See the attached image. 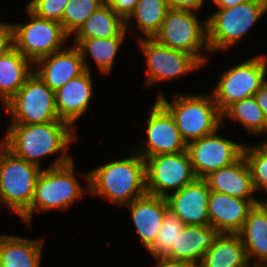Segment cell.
Wrapping results in <instances>:
<instances>
[{
    "label": "cell",
    "mask_w": 267,
    "mask_h": 267,
    "mask_svg": "<svg viewBox=\"0 0 267 267\" xmlns=\"http://www.w3.org/2000/svg\"><path fill=\"white\" fill-rule=\"evenodd\" d=\"M76 129L65 121L37 124H10L1 144L15 156L41 168L40 160L60 153L49 168L67 164L73 160L68 147L75 141ZM75 138V139H74Z\"/></svg>",
    "instance_id": "1"
},
{
    "label": "cell",
    "mask_w": 267,
    "mask_h": 267,
    "mask_svg": "<svg viewBox=\"0 0 267 267\" xmlns=\"http://www.w3.org/2000/svg\"><path fill=\"white\" fill-rule=\"evenodd\" d=\"M131 150L130 157L102 164L83 174L88 191L120 206L144 196L147 193L146 162Z\"/></svg>",
    "instance_id": "2"
},
{
    "label": "cell",
    "mask_w": 267,
    "mask_h": 267,
    "mask_svg": "<svg viewBox=\"0 0 267 267\" xmlns=\"http://www.w3.org/2000/svg\"><path fill=\"white\" fill-rule=\"evenodd\" d=\"M157 100L170 112L183 138L189 142L200 139L220 129L222 113L218 109L212 94L185 95L174 94L172 101H168L162 92Z\"/></svg>",
    "instance_id": "3"
},
{
    "label": "cell",
    "mask_w": 267,
    "mask_h": 267,
    "mask_svg": "<svg viewBox=\"0 0 267 267\" xmlns=\"http://www.w3.org/2000/svg\"><path fill=\"white\" fill-rule=\"evenodd\" d=\"M265 13L267 0H246L234 7L218 9L212 13L206 20L210 53L234 47Z\"/></svg>",
    "instance_id": "4"
},
{
    "label": "cell",
    "mask_w": 267,
    "mask_h": 267,
    "mask_svg": "<svg viewBox=\"0 0 267 267\" xmlns=\"http://www.w3.org/2000/svg\"><path fill=\"white\" fill-rule=\"evenodd\" d=\"M74 164L72 160L58 167L42 169L36 181L30 212L22 218L25 224L30 226L34 211H64L83 197L85 192H89V189H84L77 180Z\"/></svg>",
    "instance_id": "5"
},
{
    "label": "cell",
    "mask_w": 267,
    "mask_h": 267,
    "mask_svg": "<svg viewBox=\"0 0 267 267\" xmlns=\"http://www.w3.org/2000/svg\"><path fill=\"white\" fill-rule=\"evenodd\" d=\"M42 169L0 143V198L2 205L21 219L30 212L36 181Z\"/></svg>",
    "instance_id": "6"
},
{
    "label": "cell",
    "mask_w": 267,
    "mask_h": 267,
    "mask_svg": "<svg viewBox=\"0 0 267 267\" xmlns=\"http://www.w3.org/2000/svg\"><path fill=\"white\" fill-rule=\"evenodd\" d=\"M196 13L189 10L169 9L160 30L153 38L159 44L194 56L205 66L208 58L200 51L210 53L207 43V21L202 24Z\"/></svg>",
    "instance_id": "7"
},
{
    "label": "cell",
    "mask_w": 267,
    "mask_h": 267,
    "mask_svg": "<svg viewBox=\"0 0 267 267\" xmlns=\"http://www.w3.org/2000/svg\"><path fill=\"white\" fill-rule=\"evenodd\" d=\"M30 21L11 23L12 45L33 64L40 58L62 50L69 39L63 26L36 16L26 6Z\"/></svg>",
    "instance_id": "8"
},
{
    "label": "cell",
    "mask_w": 267,
    "mask_h": 267,
    "mask_svg": "<svg viewBox=\"0 0 267 267\" xmlns=\"http://www.w3.org/2000/svg\"><path fill=\"white\" fill-rule=\"evenodd\" d=\"M10 124H37L59 120L55 92L33 72L19 91L4 105Z\"/></svg>",
    "instance_id": "9"
},
{
    "label": "cell",
    "mask_w": 267,
    "mask_h": 267,
    "mask_svg": "<svg viewBox=\"0 0 267 267\" xmlns=\"http://www.w3.org/2000/svg\"><path fill=\"white\" fill-rule=\"evenodd\" d=\"M266 77L267 55L264 54L224 71L211 93L220 112L223 113L234 102L253 97Z\"/></svg>",
    "instance_id": "10"
},
{
    "label": "cell",
    "mask_w": 267,
    "mask_h": 267,
    "mask_svg": "<svg viewBox=\"0 0 267 267\" xmlns=\"http://www.w3.org/2000/svg\"><path fill=\"white\" fill-rule=\"evenodd\" d=\"M147 194L166 198L197 177L187 150L175 154H160L145 159Z\"/></svg>",
    "instance_id": "11"
},
{
    "label": "cell",
    "mask_w": 267,
    "mask_h": 267,
    "mask_svg": "<svg viewBox=\"0 0 267 267\" xmlns=\"http://www.w3.org/2000/svg\"><path fill=\"white\" fill-rule=\"evenodd\" d=\"M138 43L146 58L147 76L144 87L178 79L203 68L194 56L159 44L154 38H141Z\"/></svg>",
    "instance_id": "12"
},
{
    "label": "cell",
    "mask_w": 267,
    "mask_h": 267,
    "mask_svg": "<svg viewBox=\"0 0 267 267\" xmlns=\"http://www.w3.org/2000/svg\"><path fill=\"white\" fill-rule=\"evenodd\" d=\"M218 131L217 129L212 134L187 144L197 178L204 179L210 173L231 165L243 155V144L220 137Z\"/></svg>",
    "instance_id": "13"
},
{
    "label": "cell",
    "mask_w": 267,
    "mask_h": 267,
    "mask_svg": "<svg viewBox=\"0 0 267 267\" xmlns=\"http://www.w3.org/2000/svg\"><path fill=\"white\" fill-rule=\"evenodd\" d=\"M147 140L140 148H134L144 159L160 154H175L187 150L174 118L170 112L156 99L147 119Z\"/></svg>",
    "instance_id": "14"
},
{
    "label": "cell",
    "mask_w": 267,
    "mask_h": 267,
    "mask_svg": "<svg viewBox=\"0 0 267 267\" xmlns=\"http://www.w3.org/2000/svg\"><path fill=\"white\" fill-rule=\"evenodd\" d=\"M210 189L205 179L196 178L179 191L166 197L168 209L184 225H209L208 198Z\"/></svg>",
    "instance_id": "15"
},
{
    "label": "cell",
    "mask_w": 267,
    "mask_h": 267,
    "mask_svg": "<svg viewBox=\"0 0 267 267\" xmlns=\"http://www.w3.org/2000/svg\"><path fill=\"white\" fill-rule=\"evenodd\" d=\"M262 200L240 199L225 193L210 191L208 198L209 225L219 233L238 234L249 211Z\"/></svg>",
    "instance_id": "16"
},
{
    "label": "cell",
    "mask_w": 267,
    "mask_h": 267,
    "mask_svg": "<svg viewBox=\"0 0 267 267\" xmlns=\"http://www.w3.org/2000/svg\"><path fill=\"white\" fill-rule=\"evenodd\" d=\"M33 72L54 92L70 79L86 71L80 51L75 45L44 56L34 63Z\"/></svg>",
    "instance_id": "17"
},
{
    "label": "cell",
    "mask_w": 267,
    "mask_h": 267,
    "mask_svg": "<svg viewBox=\"0 0 267 267\" xmlns=\"http://www.w3.org/2000/svg\"><path fill=\"white\" fill-rule=\"evenodd\" d=\"M90 72L86 70L55 91L59 120L69 123L73 128H75V121L85 115L90 106L93 95V82Z\"/></svg>",
    "instance_id": "18"
},
{
    "label": "cell",
    "mask_w": 267,
    "mask_h": 267,
    "mask_svg": "<svg viewBox=\"0 0 267 267\" xmlns=\"http://www.w3.org/2000/svg\"><path fill=\"white\" fill-rule=\"evenodd\" d=\"M141 244L147 249L154 243L168 209L166 198L145 194L127 204Z\"/></svg>",
    "instance_id": "19"
},
{
    "label": "cell",
    "mask_w": 267,
    "mask_h": 267,
    "mask_svg": "<svg viewBox=\"0 0 267 267\" xmlns=\"http://www.w3.org/2000/svg\"><path fill=\"white\" fill-rule=\"evenodd\" d=\"M218 235L210 225H185L165 257L198 267Z\"/></svg>",
    "instance_id": "20"
},
{
    "label": "cell",
    "mask_w": 267,
    "mask_h": 267,
    "mask_svg": "<svg viewBox=\"0 0 267 267\" xmlns=\"http://www.w3.org/2000/svg\"><path fill=\"white\" fill-rule=\"evenodd\" d=\"M210 191L225 193L240 199L254 198L249 166L243 155L229 166L220 168L204 178Z\"/></svg>",
    "instance_id": "21"
},
{
    "label": "cell",
    "mask_w": 267,
    "mask_h": 267,
    "mask_svg": "<svg viewBox=\"0 0 267 267\" xmlns=\"http://www.w3.org/2000/svg\"><path fill=\"white\" fill-rule=\"evenodd\" d=\"M238 234L249 263L255 259L252 265L267 264V200L254 205Z\"/></svg>",
    "instance_id": "22"
},
{
    "label": "cell",
    "mask_w": 267,
    "mask_h": 267,
    "mask_svg": "<svg viewBox=\"0 0 267 267\" xmlns=\"http://www.w3.org/2000/svg\"><path fill=\"white\" fill-rule=\"evenodd\" d=\"M34 64L13 45L0 55V101L6 104L33 73Z\"/></svg>",
    "instance_id": "23"
},
{
    "label": "cell",
    "mask_w": 267,
    "mask_h": 267,
    "mask_svg": "<svg viewBox=\"0 0 267 267\" xmlns=\"http://www.w3.org/2000/svg\"><path fill=\"white\" fill-rule=\"evenodd\" d=\"M43 239L0 234V267H40Z\"/></svg>",
    "instance_id": "24"
},
{
    "label": "cell",
    "mask_w": 267,
    "mask_h": 267,
    "mask_svg": "<svg viewBox=\"0 0 267 267\" xmlns=\"http://www.w3.org/2000/svg\"><path fill=\"white\" fill-rule=\"evenodd\" d=\"M198 267H251L239 234L219 233Z\"/></svg>",
    "instance_id": "25"
},
{
    "label": "cell",
    "mask_w": 267,
    "mask_h": 267,
    "mask_svg": "<svg viewBox=\"0 0 267 267\" xmlns=\"http://www.w3.org/2000/svg\"><path fill=\"white\" fill-rule=\"evenodd\" d=\"M125 20L117 15L108 4L94 11L74 33V39L110 38L125 36Z\"/></svg>",
    "instance_id": "26"
},
{
    "label": "cell",
    "mask_w": 267,
    "mask_h": 267,
    "mask_svg": "<svg viewBox=\"0 0 267 267\" xmlns=\"http://www.w3.org/2000/svg\"><path fill=\"white\" fill-rule=\"evenodd\" d=\"M125 37L74 39L71 44L75 45L80 51L86 70L90 71V67L85 60L86 56L90 55L99 71L102 74H107L113 68L115 57H117L119 47L126 39Z\"/></svg>",
    "instance_id": "27"
},
{
    "label": "cell",
    "mask_w": 267,
    "mask_h": 267,
    "mask_svg": "<svg viewBox=\"0 0 267 267\" xmlns=\"http://www.w3.org/2000/svg\"><path fill=\"white\" fill-rule=\"evenodd\" d=\"M169 9L165 0H139L134 11L125 20L126 30L131 28L129 26H132L135 20L137 30H140L145 38H153L160 30Z\"/></svg>",
    "instance_id": "28"
},
{
    "label": "cell",
    "mask_w": 267,
    "mask_h": 267,
    "mask_svg": "<svg viewBox=\"0 0 267 267\" xmlns=\"http://www.w3.org/2000/svg\"><path fill=\"white\" fill-rule=\"evenodd\" d=\"M239 122L248 132L259 135L267 133V120L254 96L230 105L223 113L222 119Z\"/></svg>",
    "instance_id": "29"
},
{
    "label": "cell",
    "mask_w": 267,
    "mask_h": 267,
    "mask_svg": "<svg viewBox=\"0 0 267 267\" xmlns=\"http://www.w3.org/2000/svg\"><path fill=\"white\" fill-rule=\"evenodd\" d=\"M258 143L243 147V157L249 166L256 193L261 189L267 192V140Z\"/></svg>",
    "instance_id": "30"
},
{
    "label": "cell",
    "mask_w": 267,
    "mask_h": 267,
    "mask_svg": "<svg viewBox=\"0 0 267 267\" xmlns=\"http://www.w3.org/2000/svg\"><path fill=\"white\" fill-rule=\"evenodd\" d=\"M184 226L181 219L168 210L154 243L147 250L154 258L165 257L171 250V247L175 246L176 239L183 231Z\"/></svg>",
    "instance_id": "31"
},
{
    "label": "cell",
    "mask_w": 267,
    "mask_h": 267,
    "mask_svg": "<svg viewBox=\"0 0 267 267\" xmlns=\"http://www.w3.org/2000/svg\"><path fill=\"white\" fill-rule=\"evenodd\" d=\"M102 5V0H69L62 16L64 31L71 37L72 33L74 34Z\"/></svg>",
    "instance_id": "32"
},
{
    "label": "cell",
    "mask_w": 267,
    "mask_h": 267,
    "mask_svg": "<svg viewBox=\"0 0 267 267\" xmlns=\"http://www.w3.org/2000/svg\"><path fill=\"white\" fill-rule=\"evenodd\" d=\"M69 0H31L26 7L36 16L62 25V16Z\"/></svg>",
    "instance_id": "33"
},
{
    "label": "cell",
    "mask_w": 267,
    "mask_h": 267,
    "mask_svg": "<svg viewBox=\"0 0 267 267\" xmlns=\"http://www.w3.org/2000/svg\"><path fill=\"white\" fill-rule=\"evenodd\" d=\"M139 0H112L108 5L111 9L124 20L134 11Z\"/></svg>",
    "instance_id": "34"
},
{
    "label": "cell",
    "mask_w": 267,
    "mask_h": 267,
    "mask_svg": "<svg viewBox=\"0 0 267 267\" xmlns=\"http://www.w3.org/2000/svg\"><path fill=\"white\" fill-rule=\"evenodd\" d=\"M170 9H181L197 12L205 4V0H165Z\"/></svg>",
    "instance_id": "35"
},
{
    "label": "cell",
    "mask_w": 267,
    "mask_h": 267,
    "mask_svg": "<svg viewBox=\"0 0 267 267\" xmlns=\"http://www.w3.org/2000/svg\"><path fill=\"white\" fill-rule=\"evenodd\" d=\"M11 45V23L0 22V55Z\"/></svg>",
    "instance_id": "36"
},
{
    "label": "cell",
    "mask_w": 267,
    "mask_h": 267,
    "mask_svg": "<svg viewBox=\"0 0 267 267\" xmlns=\"http://www.w3.org/2000/svg\"><path fill=\"white\" fill-rule=\"evenodd\" d=\"M254 98L263 111V114L267 120V80L255 93Z\"/></svg>",
    "instance_id": "37"
},
{
    "label": "cell",
    "mask_w": 267,
    "mask_h": 267,
    "mask_svg": "<svg viewBox=\"0 0 267 267\" xmlns=\"http://www.w3.org/2000/svg\"><path fill=\"white\" fill-rule=\"evenodd\" d=\"M156 265L154 267H196L183 261H177L167 257H156Z\"/></svg>",
    "instance_id": "38"
},
{
    "label": "cell",
    "mask_w": 267,
    "mask_h": 267,
    "mask_svg": "<svg viewBox=\"0 0 267 267\" xmlns=\"http://www.w3.org/2000/svg\"><path fill=\"white\" fill-rule=\"evenodd\" d=\"M246 0H213L218 9L234 7L238 4L244 3Z\"/></svg>",
    "instance_id": "39"
},
{
    "label": "cell",
    "mask_w": 267,
    "mask_h": 267,
    "mask_svg": "<svg viewBox=\"0 0 267 267\" xmlns=\"http://www.w3.org/2000/svg\"><path fill=\"white\" fill-rule=\"evenodd\" d=\"M251 267H267V264L251 265Z\"/></svg>",
    "instance_id": "40"
},
{
    "label": "cell",
    "mask_w": 267,
    "mask_h": 267,
    "mask_svg": "<svg viewBox=\"0 0 267 267\" xmlns=\"http://www.w3.org/2000/svg\"><path fill=\"white\" fill-rule=\"evenodd\" d=\"M112 0H102L103 4H109Z\"/></svg>",
    "instance_id": "41"
}]
</instances>
